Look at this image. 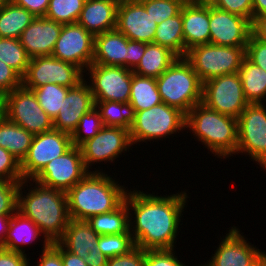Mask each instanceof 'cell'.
<instances>
[{"label": "cell", "instance_id": "6da1fadb", "mask_svg": "<svg viewBox=\"0 0 266 266\" xmlns=\"http://www.w3.org/2000/svg\"><path fill=\"white\" fill-rule=\"evenodd\" d=\"M146 193L127 189L124 198L135 246L145 251L174 249L188 194L185 191L168 196Z\"/></svg>", "mask_w": 266, "mask_h": 266}, {"label": "cell", "instance_id": "7a4b0ae2", "mask_svg": "<svg viewBox=\"0 0 266 266\" xmlns=\"http://www.w3.org/2000/svg\"><path fill=\"white\" fill-rule=\"evenodd\" d=\"M28 183L34 186L25 195L22 189ZM17 211L38 226L44 242H57L70 220L66 192L42 186L32 179H25L19 185Z\"/></svg>", "mask_w": 266, "mask_h": 266}, {"label": "cell", "instance_id": "3957f363", "mask_svg": "<svg viewBox=\"0 0 266 266\" xmlns=\"http://www.w3.org/2000/svg\"><path fill=\"white\" fill-rule=\"evenodd\" d=\"M127 190L105 172H89L66 192L71 219L90 217L115 210L125 198Z\"/></svg>", "mask_w": 266, "mask_h": 266}, {"label": "cell", "instance_id": "277c9868", "mask_svg": "<svg viewBox=\"0 0 266 266\" xmlns=\"http://www.w3.org/2000/svg\"><path fill=\"white\" fill-rule=\"evenodd\" d=\"M185 128L217 158L235 155L238 144L237 119L206 107L195 105L186 114Z\"/></svg>", "mask_w": 266, "mask_h": 266}, {"label": "cell", "instance_id": "5b68a950", "mask_svg": "<svg viewBox=\"0 0 266 266\" xmlns=\"http://www.w3.org/2000/svg\"><path fill=\"white\" fill-rule=\"evenodd\" d=\"M156 82L162 102L185 114L202 103L203 83L184 57H178Z\"/></svg>", "mask_w": 266, "mask_h": 266}, {"label": "cell", "instance_id": "8992f818", "mask_svg": "<svg viewBox=\"0 0 266 266\" xmlns=\"http://www.w3.org/2000/svg\"><path fill=\"white\" fill-rule=\"evenodd\" d=\"M185 124L184 112L162 102L152 108L136 112L135 121L129 130L130 139L134 145L147 140L169 138V135L186 130Z\"/></svg>", "mask_w": 266, "mask_h": 266}, {"label": "cell", "instance_id": "52a82bcc", "mask_svg": "<svg viewBox=\"0 0 266 266\" xmlns=\"http://www.w3.org/2000/svg\"><path fill=\"white\" fill-rule=\"evenodd\" d=\"M245 47L200 44L190 48L184 57L202 83L212 78L239 71Z\"/></svg>", "mask_w": 266, "mask_h": 266}, {"label": "cell", "instance_id": "ba28073f", "mask_svg": "<svg viewBox=\"0 0 266 266\" xmlns=\"http://www.w3.org/2000/svg\"><path fill=\"white\" fill-rule=\"evenodd\" d=\"M264 105V103L248 104L239 115L236 154L249 155L266 170V105Z\"/></svg>", "mask_w": 266, "mask_h": 266}, {"label": "cell", "instance_id": "9c48e42d", "mask_svg": "<svg viewBox=\"0 0 266 266\" xmlns=\"http://www.w3.org/2000/svg\"><path fill=\"white\" fill-rule=\"evenodd\" d=\"M4 115L33 135L54 129L53 119L39 105L33 90L23 85L5 94Z\"/></svg>", "mask_w": 266, "mask_h": 266}, {"label": "cell", "instance_id": "30bf717a", "mask_svg": "<svg viewBox=\"0 0 266 266\" xmlns=\"http://www.w3.org/2000/svg\"><path fill=\"white\" fill-rule=\"evenodd\" d=\"M84 73L75 64L59 60L52 55L37 56L30 59L27 71L22 77V85L28 89L46 84L72 88L84 80Z\"/></svg>", "mask_w": 266, "mask_h": 266}, {"label": "cell", "instance_id": "8fae6325", "mask_svg": "<svg viewBox=\"0 0 266 266\" xmlns=\"http://www.w3.org/2000/svg\"><path fill=\"white\" fill-rule=\"evenodd\" d=\"M202 103L212 110L238 119L249 104L245 98L238 72L204 82Z\"/></svg>", "mask_w": 266, "mask_h": 266}, {"label": "cell", "instance_id": "7c38bea8", "mask_svg": "<svg viewBox=\"0 0 266 266\" xmlns=\"http://www.w3.org/2000/svg\"><path fill=\"white\" fill-rule=\"evenodd\" d=\"M85 72L91 80L87 84L95 101L129 102L132 70L122 66L91 64Z\"/></svg>", "mask_w": 266, "mask_h": 266}, {"label": "cell", "instance_id": "4fadbf2b", "mask_svg": "<svg viewBox=\"0 0 266 266\" xmlns=\"http://www.w3.org/2000/svg\"><path fill=\"white\" fill-rule=\"evenodd\" d=\"M88 173L80 148L72 146L62 156L46 164L32 180L42 186L67 192Z\"/></svg>", "mask_w": 266, "mask_h": 266}, {"label": "cell", "instance_id": "5bb4252c", "mask_svg": "<svg viewBox=\"0 0 266 266\" xmlns=\"http://www.w3.org/2000/svg\"><path fill=\"white\" fill-rule=\"evenodd\" d=\"M132 142L130 132L123 127L104 126L93 138L82 143L79 148L86 169L89 172L94 163L113 162L122 152L130 149ZM90 166V167H89Z\"/></svg>", "mask_w": 266, "mask_h": 266}, {"label": "cell", "instance_id": "9a60e30c", "mask_svg": "<svg viewBox=\"0 0 266 266\" xmlns=\"http://www.w3.org/2000/svg\"><path fill=\"white\" fill-rule=\"evenodd\" d=\"M71 147V135L56 129L34 135L28 153L20 163L23 180L33 179L46 164Z\"/></svg>", "mask_w": 266, "mask_h": 266}, {"label": "cell", "instance_id": "2e32d148", "mask_svg": "<svg viewBox=\"0 0 266 266\" xmlns=\"http://www.w3.org/2000/svg\"><path fill=\"white\" fill-rule=\"evenodd\" d=\"M52 56L75 64L85 72L93 63L94 36L78 23L63 24Z\"/></svg>", "mask_w": 266, "mask_h": 266}, {"label": "cell", "instance_id": "e0dca14e", "mask_svg": "<svg viewBox=\"0 0 266 266\" xmlns=\"http://www.w3.org/2000/svg\"><path fill=\"white\" fill-rule=\"evenodd\" d=\"M210 44L246 47L252 34V22L210 4Z\"/></svg>", "mask_w": 266, "mask_h": 266}, {"label": "cell", "instance_id": "ac0fdd59", "mask_svg": "<svg viewBox=\"0 0 266 266\" xmlns=\"http://www.w3.org/2000/svg\"><path fill=\"white\" fill-rule=\"evenodd\" d=\"M157 23L138 0H120L116 29L129 40L153 43Z\"/></svg>", "mask_w": 266, "mask_h": 266}, {"label": "cell", "instance_id": "d6986e66", "mask_svg": "<svg viewBox=\"0 0 266 266\" xmlns=\"http://www.w3.org/2000/svg\"><path fill=\"white\" fill-rule=\"evenodd\" d=\"M235 226L231 227L229 233L219 243L211 260L203 266H250L264 252L247 243L244 235Z\"/></svg>", "mask_w": 266, "mask_h": 266}, {"label": "cell", "instance_id": "ffe728a7", "mask_svg": "<svg viewBox=\"0 0 266 266\" xmlns=\"http://www.w3.org/2000/svg\"><path fill=\"white\" fill-rule=\"evenodd\" d=\"M87 79L69 88L58 115L53 120L54 129L72 135L80 118L95 107L94 96Z\"/></svg>", "mask_w": 266, "mask_h": 266}, {"label": "cell", "instance_id": "44dd1931", "mask_svg": "<svg viewBox=\"0 0 266 266\" xmlns=\"http://www.w3.org/2000/svg\"><path fill=\"white\" fill-rule=\"evenodd\" d=\"M63 24L45 17H35L19 37L30 58L52 55Z\"/></svg>", "mask_w": 266, "mask_h": 266}, {"label": "cell", "instance_id": "7402d4cb", "mask_svg": "<svg viewBox=\"0 0 266 266\" xmlns=\"http://www.w3.org/2000/svg\"><path fill=\"white\" fill-rule=\"evenodd\" d=\"M209 23L210 4L186 2L182 6L184 57L190 48L210 43Z\"/></svg>", "mask_w": 266, "mask_h": 266}, {"label": "cell", "instance_id": "603a6c76", "mask_svg": "<svg viewBox=\"0 0 266 266\" xmlns=\"http://www.w3.org/2000/svg\"><path fill=\"white\" fill-rule=\"evenodd\" d=\"M120 0H86L77 21L93 36L116 29Z\"/></svg>", "mask_w": 266, "mask_h": 266}, {"label": "cell", "instance_id": "cb8c5ba5", "mask_svg": "<svg viewBox=\"0 0 266 266\" xmlns=\"http://www.w3.org/2000/svg\"><path fill=\"white\" fill-rule=\"evenodd\" d=\"M128 41L129 39L117 29L94 36L92 64L127 68Z\"/></svg>", "mask_w": 266, "mask_h": 266}, {"label": "cell", "instance_id": "d4e9b609", "mask_svg": "<svg viewBox=\"0 0 266 266\" xmlns=\"http://www.w3.org/2000/svg\"><path fill=\"white\" fill-rule=\"evenodd\" d=\"M99 237L86 220L70 218L63 236L57 242L68 252L84 259L93 247H97Z\"/></svg>", "mask_w": 266, "mask_h": 266}, {"label": "cell", "instance_id": "484cf974", "mask_svg": "<svg viewBox=\"0 0 266 266\" xmlns=\"http://www.w3.org/2000/svg\"><path fill=\"white\" fill-rule=\"evenodd\" d=\"M34 135L23 127L0 116V147L11 153L20 163L31 146Z\"/></svg>", "mask_w": 266, "mask_h": 266}, {"label": "cell", "instance_id": "4316f807", "mask_svg": "<svg viewBox=\"0 0 266 266\" xmlns=\"http://www.w3.org/2000/svg\"><path fill=\"white\" fill-rule=\"evenodd\" d=\"M42 234L38 226L30 219L16 211L9 224L7 237L2 248L10 251L25 253L21 245H31Z\"/></svg>", "mask_w": 266, "mask_h": 266}, {"label": "cell", "instance_id": "83f0119b", "mask_svg": "<svg viewBox=\"0 0 266 266\" xmlns=\"http://www.w3.org/2000/svg\"><path fill=\"white\" fill-rule=\"evenodd\" d=\"M178 56L167 47L147 43L144 55L133 73L140 76L159 77Z\"/></svg>", "mask_w": 266, "mask_h": 266}, {"label": "cell", "instance_id": "f1b7e54d", "mask_svg": "<svg viewBox=\"0 0 266 266\" xmlns=\"http://www.w3.org/2000/svg\"><path fill=\"white\" fill-rule=\"evenodd\" d=\"M238 74L249 104L266 102V71L244 57Z\"/></svg>", "mask_w": 266, "mask_h": 266}, {"label": "cell", "instance_id": "f546056e", "mask_svg": "<svg viewBox=\"0 0 266 266\" xmlns=\"http://www.w3.org/2000/svg\"><path fill=\"white\" fill-rule=\"evenodd\" d=\"M129 210L123 201L115 210L86 220L99 235L130 233Z\"/></svg>", "mask_w": 266, "mask_h": 266}, {"label": "cell", "instance_id": "4dcf8cb0", "mask_svg": "<svg viewBox=\"0 0 266 266\" xmlns=\"http://www.w3.org/2000/svg\"><path fill=\"white\" fill-rule=\"evenodd\" d=\"M34 19L32 13L9 0L0 9V37L19 39Z\"/></svg>", "mask_w": 266, "mask_h": 266}, {"label": "cell", "instance_id": "1f68e13d", "mask_svg": "<svg viewBox=\"0 0 266 266\" xmlns=\"http://www.w3.org/2000/svg\"><path fill=\"white\" fill-rule=\"evenodd\" d=\"M129 102L136 112L161 104L156 78L133 73Z\"/></svg>", "mask_w": 266, "mask_h": 266}, {"label": "cell", "instance_id": "d6a6232c", "mask_svg": "<svg viewBox=\"0 0 266 266\" xmlns=\"http://www.w3.org/2000/svg\"><path fill=\"white\" fill-rule=\"evenodd\" d=\"M153 43L167 47L178 57H184L182 9L178 15L170 17L157 25Z\"/></svg>", "mask_w": 266, "mask_h": 266}, {"label": "cell", "instance_id": "836d02e7", "mask_svg": "<svg viewBox=\"0 0 266 266\" xmlns=\"http://www.w3.org/2000/svg\"><path fill=\"white\" fill-rule=\"evenodd\" d=\"M104 126L123 127L130 130L136 111L130 102L95 101Z\"/></svg>", "mask_w": 266, "mask_h": 266}, {"label": "cell", "instance_id": "e575fe53", "mask_svg": "<svg viewBox=\"0 0 266 266\" xmlns=\"http://www.w3.org/2000/svg\"><path fill=\"white\" fill-rule=\"evenodd\" d=\"M30 59L19 39L0 37V61L13 68L21 77L25 75Z\"/></svg>", "mask_w": 266, "mask_h": 266}, {"label": "cell", "instance_id": "d590c367", "mask_svg": "<svg viewBox=\"0 0 266 266\" xmlns=\"http://www.w3.org/2000/svg\"><path fill=\"white\" fill-rule=\"evenodd\" d=\"M31 90H33L36 95L42 109L54 120L59 113L69 87L60 86L58 84H46Z\"/></svg>", "mask_w": 266, "mask_h": 266}, {"label": "cell", "instance_id": "8d00e7d4", "mask_svg": "<svg viewBox=\"0 0 266 266\" xmlns=\"http://www.w3.org/2000/svg\"><path fill=\"white\" fill-rule=\"evenodd\" d=\"M86 0H50L45 18L61 24L77 23Z\"/></svg>", "mask_w": 266, "mask_h": 266}, {"label": "cell", "instance_id": "74e56055", "mask_svg": "<svg viewBox=\"0 0 266 266\" xmlns=\"http://www.w3.org/2000/svg\"><path fill=\"white\" fill-rule=\"evenodd\" d=\"M97 248L108 258L127 254L135 247L131 233L100 235Z\"/></svg>", "mask_w": 266, "mask_h": 266}, {"label": "cell", "instance_id": "f35d334b", "mask_svg": "<svg viewBox=\"0 0 266 266\" xmlns=\"http://www.w3.org/2000/svg\"><path fill=\"white\" fill-rule=\"evenodd\" d=\"M103 127L100 113L94 107L80 118L77 128L71 135L72 146L79 147L85 141L93 138Z\"/></svg>", "mask_w": 266, "mask_h": 266}, {"label": "cell", "instance_id": "ab89813d", "mask_svg": "<svg viewBox=\"0 0 266 266\" xmlns=\"http://www.w3.org/2000/svg\"><path fill=\"white\" fill-rule=\"evenodd\" d=\"M146 9L147 13L155 19L157 24L162 21L178 15L182 6L186 3L184 0H138Z\"/></svg>", "mask_w": 266, "mask_h": 266}, {"label": "cell", "instance_id": "60d3db41", "mask_svg": "<svg viewBox=\"0 0 266 266\" xmlns=\"http://www.w3.org/2000/svg\"><path fill=\"white\" fill-rule=\"evenodd\" d=\"M21 181H0V215L17 211L18 189Z\"/></svg>", "mask_w": 266, "mask_h": 266}, {"label": "cell", "instance_id": "b9f144b4", "mask_svg": "<svg viewBox=\"0 0 266 266\" xmlns=\"http://www.w3.org/2000/svg\"><path fill=\"white\" fill-rule=\"evenodd\" d=\"M0 181H23L20 162L0 147Z\"/></svg>", "mask_w": 266, "mask_h": 266}, {"label": "cell", "instance_id": "7bdbcfd3", "mask_svg": "<svg viewBox=\"0 0 266 266\" xmlns=\"http://www.w3.org/2000/svg\"><path fill=\"white\" fill-rule=\"evenodd\" d=\"M211 5L220 10L245 17L253 22L252 0H213Z\"/></svg>", "mask_w": 266, "mask_h": 266}, {"label": "cell", "instance_id": "ee69618b", "mask_svg": "<svg viewBox=\"0 0 266 266\" xmlns=\"http://www.w3.org/2000/svg\"><path fill=\"white\" fill-rule=\"evenodd\" d=\"M175 253L174 249L147 250L145 251V266H186L178 260Z\"/></svg>", "mask_w": 266, "mask_h": 266}, {"label": "cell", "instance_id": "f6af8a7d", "mask_svg": "<svg viewBox=\"0 0 266 266\" xmlns=\"http://www.w3.org/2000/svg\"><path fill=\"white\" fill-rule=\"evenodd\" d=\"M245 57L266 71V43L251 34L245 47Z\"/></svg>", "mask_w": 266, "mask_h": 266}, {"label": "cell", "instance_id": "bcb514c9", "mask_svg": "<svg viewBox=\"0 0 266 266\" xmlns=\"http://www.w3.org/2000/svg\"><path fill=\"white\" fill-rule=\"evenodd\" d=\"M106 266H145V250L135 246L127 254L108 258Z\"/></svg>", "mask_w": 266, "mask_h": 266}, {"label": "cell", "instance_id": "7dc6e473", "mask_svg": "<svg viewBox=\"0 0 266 266\" xmlns=\"http://www.w3.org/2000/svg\"><path fill=\"white\" fill-rule=\"evenodd\" d=\"M22 85V77L6 63L0 61V90L5 94Z\"/></svg>", "mask_w": 266, "mask_h": 266}, {"label": "cell", "instance_id": "c3c4849f", "mask_svg": "<svg viewBox=\"0 0 266 266\" xmlns=\"http://www.w3.org/2000/svg\"><path fill=\"white\" fill-rule=\"evenodd\" d=\"M42 255L36 266H64L61 258V245L58 242H43Z\"/></svg>", "mask_w": 266, "mask_h": 266}, {"label": "cell", "instance_id": "681fc988", "mask_svg": "<svg viewBox=\"0 0 266 266\" xmlns=\"http://www.w3.org/2000/svg\"><path fill=\"white\" fill-rule=\"evenodd\" d=\"M147 43L129 40L127 43V69L134 70L144 55Z\"/></svg>", "mask_w": 266, "mask_h": 266}, {"label": "cell", "instance_id": "f907efd6", "mask_svg": "<svg viewBox=\"0 0 266 266\" xmlns=\"http://www.w3.org/2000/svg\"><path fill=\"white\" fill-rule=\"evenodd\" d=\"M27 254L0 247V266H30Z\"/></svg>", "mask_w": 266, "mask_h": 266}, {"label": "cell", "instance_id": "816d5d0a", "mask_svg": "<svg viewBox=\"0 0 266 266\" xmlns=\"http://www.w3.org/2000/svg\"><path fill=\"white\" fill-rule=\"evenodd\" d=\"M15 5L25 8L35 17H45L50 0H11Z\"/></svg>", "mask_w": 266, "mask_h": 266}, {"label": "cell", "instance_id": "f5cc1de1", "mask_svg": "<svg viewBox=\"0 0 266 266\" xmlns=\"http://www.w3.org/2000/svg\"><path fill=\"white\" fill-rule=\"evenodd\" d=\"M252 34L266 43V15H260L253 20Z\"/></svg>", "mask_w": 266, "mask_h": 266}, {"label": "cell", "instance_id": "db71d44e", "mask_svg": "<svg viewBox=\"0 0 266 266\" xmlns=\"http://www.w3.org/2000/svg\"><path fill=\"white\" fill-rule=\"evenodd\" d=\"M84 260L88 266H106L108 257L99 252L97 247H93Z\"/></svg>", "mask_w": 266, "mask_h": 266}, {"label": "cell", "instance_id": "11a10c76", "mask_svg": "<svg viewBox=\"0 0 266 266\" xmlns=\"http://www.w3.org/2000/svg\"><path fill=\"white\" fill-rule=\"evenodd\" d=\"M61 258L64 266H88L84 259L74 255L61 246Z\"/></svg>", "mask_w": 266, "mask_h": 266}, {"label": "cell", "instance_id": "9f6ffc18", "mask_svg": "<svg viewBox=\"0 0 266 266\" xmlns=\"http://www.w3.org/2000/svg\"><path fill=\"white\" fill-rule=\"evenodd\" d=\"M12 215H0V247L4 245L7 237Z\"/></svg>", "mask_w": 266, "mask_h": 266}, {"label": "cell", "instance_id": "6f0895ef", "mask_svg": "<svg viewBox=\"0 0 266 266\" xmlns=\"http://www.w3.org/2000/svg\"><path fill=\"white\" fill-rule=\"evenodd\" d=\"M252 1H253V20L260 15H266V0H252Z\"/></svg>", "mask_w": 266, "mask_h": 266}, {"label": "cell", "instance_id": "680465c9", "mask_svg": "<svg viewBox=\"0 0 266 266\" xmlns=\"http://www.w3.org/2000/svg\"><path fill=\"white\" fill-rule=\"evenodd\" d=\"M250 266H266V253L264 252L256 261Z\"/></svg>", "mask_w": 266, "mask_h": 266}, {"label": "cell", "instance_id": "91938a15", "mask_svg": "<svg viewBox=\"0 0 266 266\" xmlns=\"http://www.w3.org/2000/svg\"><path fill=\"white\" fill-rule=\"evenodd\" d=\"M5 111V93L0 90V116L4 115Z\"/></svg>", "mask_w": 266, "mask_h": 266}, {"label": "cell", "instance_id": "94428289", "mask_svg": "<svg viewBox=\"0 0 266 266\" xmlns=\"http://www.w3.org/2000/svg\"><path fill=\"white\" fill-rule=\"evenodd\" d=\"M213 0H192V3L211 4Z\"/></svg>", "mask_w": 266, "mask_h": 266}, {"label": "cell", "instance_id": "6125c7cd", "mask_svg": "<svg viewBox=\"0 0 266 266\" xmlns=\"http://www.w3.org/2000/svg\"><path fill=\"white\" fill-rule=\"evenodd\" d=\"M9 0H0V9L8 2Z\"/></svg>", "mask_w": 266, "mask_h": 266}, {"label": "cell", "instance_id": "be15d7a7", "mask_svg": "<svg viewBox=\"0 0 266 266\" xmlns=\"http://www.w3.org/2000/svg\"><path fill=\"white\" fill-rule=\"evenodd\" d=\"M187 3H192V0H184Z\"/></svg>", "mask_w": 266, "mask_h": 266}]
</instances>
